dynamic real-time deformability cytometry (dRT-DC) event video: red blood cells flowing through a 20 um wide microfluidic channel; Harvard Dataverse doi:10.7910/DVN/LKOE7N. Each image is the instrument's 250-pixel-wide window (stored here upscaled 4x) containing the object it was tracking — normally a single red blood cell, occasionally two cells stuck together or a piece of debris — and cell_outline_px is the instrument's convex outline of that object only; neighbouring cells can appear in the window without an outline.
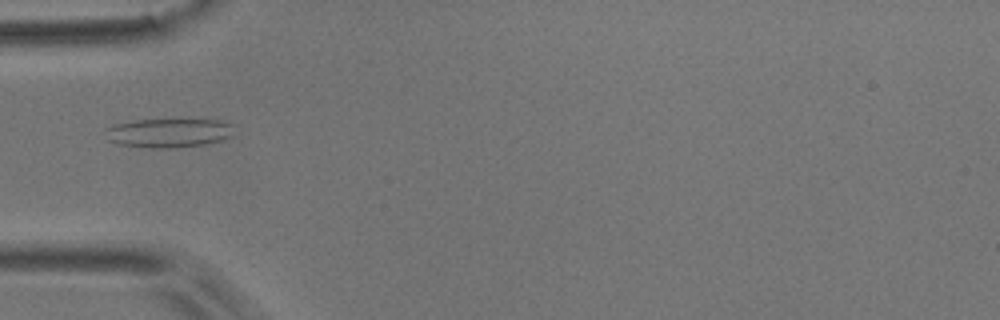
{"species": "common noctule bat (a hibernating species)", "species_latin": "Nyctalus noctula", "temperature_condition": "room temperature", "stored_images_in_passage": 2, "camera_frame_rate_fps": 3000, "um_per_image_px": 0.085, "animal": {"sex": "male", "body_mass_g": 17.9}, "frame": {"image": 1, "passage_image": 2, "time_ms": 0.333, "image_size_px": [1000, 320], "cell_outline_px": [[232, 136], [220, 140], [204, 144], [168, 148], [152, 148], [116, 144], [108, 140], [104, 128], [116, 124], [132, 120], [224, 120], [232, 124]], "centroid_in_image_um": [14.3, 11.29], "position_along_channel_um": 70.7, "area_um2": 21.68}}